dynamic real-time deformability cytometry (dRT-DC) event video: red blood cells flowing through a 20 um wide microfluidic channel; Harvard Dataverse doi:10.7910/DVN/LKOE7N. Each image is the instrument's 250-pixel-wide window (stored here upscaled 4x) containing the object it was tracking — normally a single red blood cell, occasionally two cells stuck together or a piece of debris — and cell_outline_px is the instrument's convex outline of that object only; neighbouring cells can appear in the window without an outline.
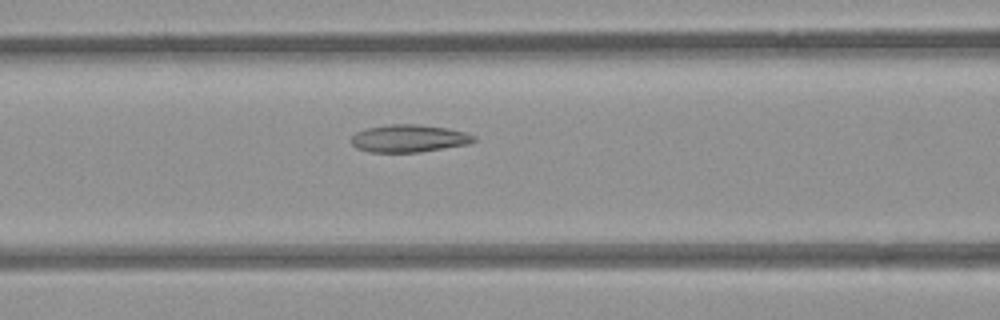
{"species": "common noctule bat (a hibernating species)", "species_latin": "Nyctalus noctula", "temperature_condition": "room temperature", "stored_images_in_passage": 48, "camera_frame_rate_fps": 3000, "um_per_image_px": 0.085, "animal": {"sex": "female", "body_mass_g": 21.9}, "frame": {"image": 1, "passage_image": 22, "time_ms": 7.0, "image_size_px": [1000, 320], "cell_outline_px": [[476, 140], [468, 144], [420, 152], [368, 152], [356, 148], [352, 144], [352, 136], [356, 132], [368, 128], [388, 124], [416, 124], [448, 128], [464, 132], [476, 136]], "centroid_in_image_um": [34.76, 11.77], "position_along_channel_um": 131.8, "area_um2": 19.65}}
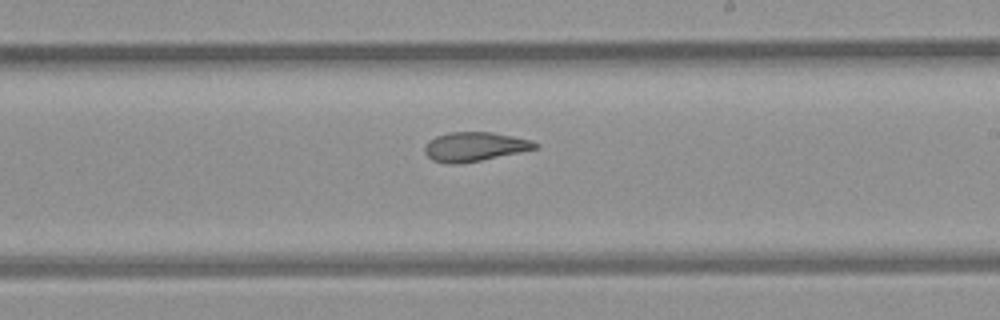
{"frame": {"image": 2, "passage_image": 31, "time_ms": 10.0, "image_size_px": [1000, 320], "cell_outline_px": [[540, 148], [460, 164], [448, 164], [432, 160], [424, 152], [424, 148], [428, 140], [436, 136], [448, 132], [492, 132], [532, 140], [540, 144]], "centroid_in_image_um": [40.35, 12.46], "position_along_channel_um": 248.7, "area_um2": 18.9}}
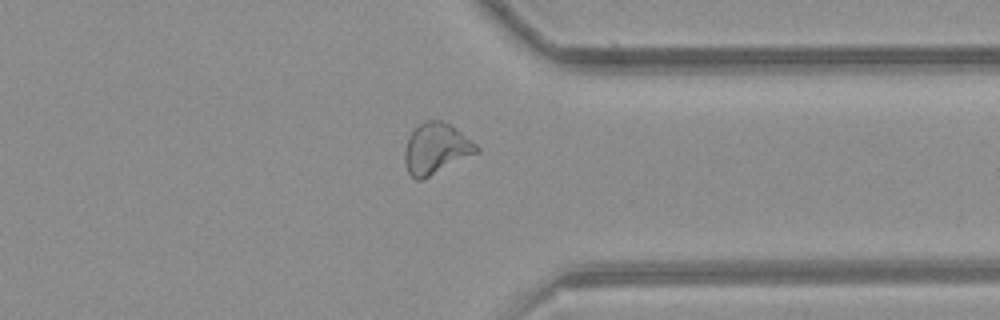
{"frame": {"image": 3, "passage_image": 41, "time_ms": 13.333, "image_size_px": [1000, 320], "cell_outline_px": [[480, 152], [420, 180], [416, 180], [408, 172], [404, 160], [404, 152], [408, 136], [424, 120], [440, 120], [448, 124], [460, 132], [476, 144], [480, 148]], "centroid_in_image_um": [37.05, 12.63], "position_along_channel_um": 374.3, "area_um2": 20.98}}